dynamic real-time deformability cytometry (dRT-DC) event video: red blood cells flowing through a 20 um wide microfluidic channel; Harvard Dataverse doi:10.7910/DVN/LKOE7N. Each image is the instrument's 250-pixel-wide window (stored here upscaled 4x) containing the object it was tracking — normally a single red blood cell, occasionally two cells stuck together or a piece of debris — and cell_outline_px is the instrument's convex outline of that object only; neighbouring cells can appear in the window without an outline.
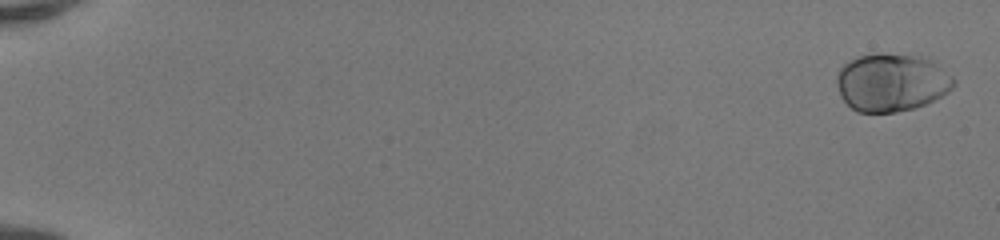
{"species": "human", "species_latin": "Homo sapiens", "temperature_condition": "room temperature", "stored_images_in_passage": 52, "camera_frame_rate_fps": 3000, "um_per_image_px": 0.085, "donor": {"sex": "female"}, "frame": {"image": 1, "passage_image": 2, "time_ms": 0.333, "image_size_px": [1000, 240], "cell_outline_px": [[956, 84], [948, 92], [916, 108], [896, 112], [856, 112], [840, 96], [836, 84], [836, 76], [840, 68], [844, 64], [856, 56], [876, 52], [884, 52], [924, 56], [932, 60], [952, 76], [956, 80]], "centroid_in_image_um": [75.77, 6.98], "position_along_channel_um": 9.2, "area_um2": 40.06}}
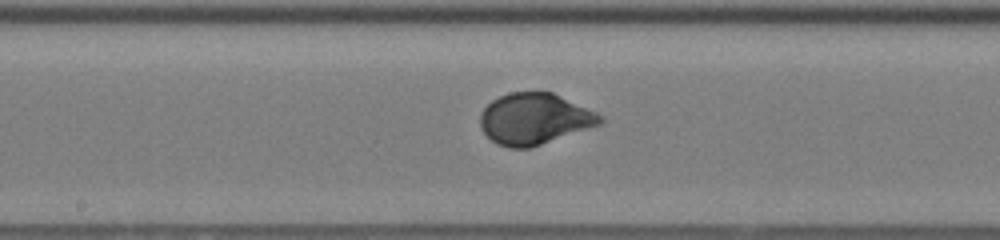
{"frame": {"image": 2, "passage_image": 30, "time_ms": 9.667, "image_size_px": [1000, 240], "cell_outline_px": [[604, 120], [600, 124], [528, 148], [508, 148], [496, 144], [480, 128], [480, 112], [492, 100], [508, 92], [552, 92], [596, 112], [604, 116]], "centroid_in_image_um": [45.39, 10.09], "position_along_channel_um": 202.8, "area_um2": 35.49}}
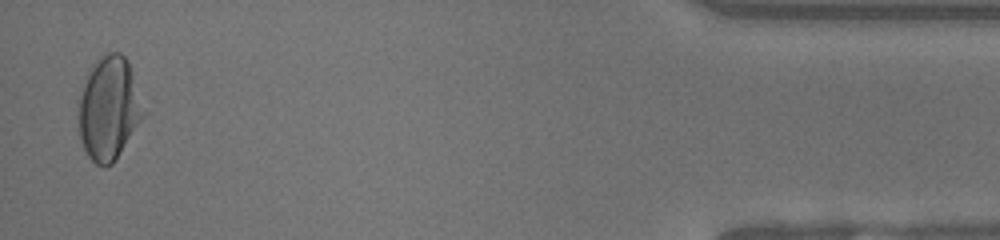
{"frame": {"image": 3, "passage_image": 51, "time_ms": 16.667, "image_size_px": [1000, 240], "cell_outline_px": [[144, 116], [116, 160], [112, 164], [104, 168], [96, 164], [88, 156], [84, 148], [80, 136], [76, 100], [92, 68], [100, 56], [104, 52], [120, 52], [128, 60], [144, 112]], "centroid_in_image_um": [9.22, 9.24], "position_along_channel_um": 426.0, "area_um2": 38.9}, "authors_computed_cell_mechanics": {"area_um2": 36.125, "velocity_mm_per_s": 4.1739, "shape_relaxation_time_tau1_ms": 2.2523, "shape_relaxation_time_tau2_ms": null, "deformation_change_tau1": 0.1607, "deformation_change_tau2": null}}